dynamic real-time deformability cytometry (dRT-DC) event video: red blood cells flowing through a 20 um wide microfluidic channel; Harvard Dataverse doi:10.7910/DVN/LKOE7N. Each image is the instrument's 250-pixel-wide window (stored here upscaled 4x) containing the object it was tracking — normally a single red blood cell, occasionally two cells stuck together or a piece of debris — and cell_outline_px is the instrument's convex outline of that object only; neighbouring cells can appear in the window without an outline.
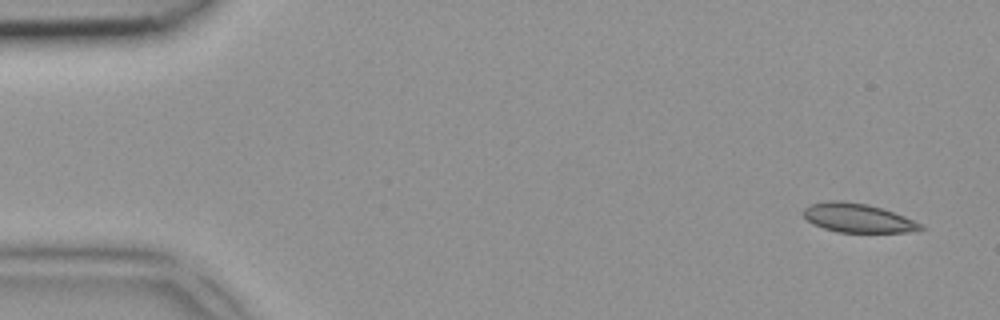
{"species": "common noctule bat (a hibernating species)", "species_latin": "Nyctalus noctula", "temperature_condition": "room temperature", "stored_images_in_passage": 4, "camera_frame_rate_fps": 3000, "um_per_image_px": 0.085, "animal": {"sex": "female", "body_mass_g": 18.4}, "frame": {"image": 1, "passage_image": 1, "time_ms": 0.0, "image_size_px": [1000, 320], "cell_outline_px": [[924, 228], [908, 232], [836, 232], [812, 224], [804, 216], [804, 208], [808, 204], [828, 200], [840, 200], [868, 204], [904, 216], [920, 224]], "centroid_in_image_um": [72.84, 18.52], "position_along_channel_um": 12.2, "area_um2": 19.59}}
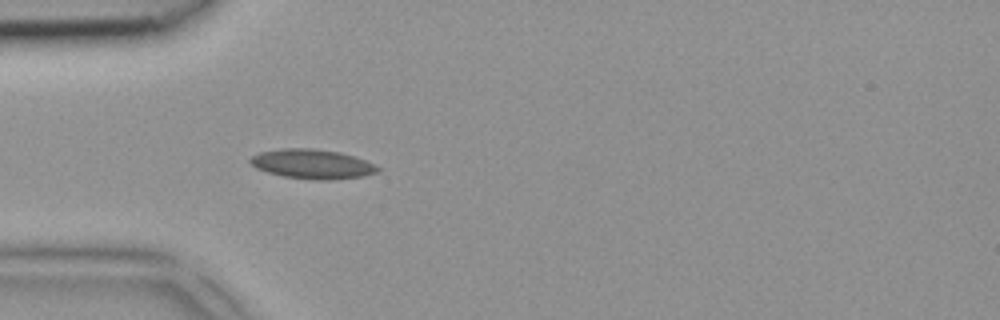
{"frame": {"image": 2, "passage_image": 4, "time_ms": 1.0, "image_size_px": [1000, 320], "cell_outline_px": [[384, 168], [380, 172], [364, 176], [328, 180], [316, 180], [284, 176], [268, 172], [256, 168], [248, 160], [252, 156], [260, 152], [284, 148], [312, 148], [340, 152], [356, 156], [376, 164]], "centroid_in_image_um": [26.63, 13.94], "position_along_channel_um": 58.4, "area_um2": 22.14}}